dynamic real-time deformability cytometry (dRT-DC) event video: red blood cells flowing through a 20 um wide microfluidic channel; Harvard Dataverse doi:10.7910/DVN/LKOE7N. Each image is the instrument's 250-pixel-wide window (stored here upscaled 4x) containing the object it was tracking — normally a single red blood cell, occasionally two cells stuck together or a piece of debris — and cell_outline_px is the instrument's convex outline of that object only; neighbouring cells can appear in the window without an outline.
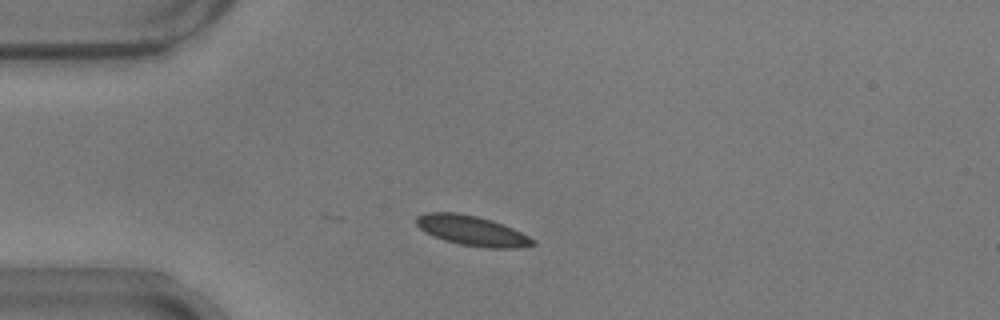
{"species": "common noctule bat (a hibernating species)", "species_latin": "Nyctalus noctula", "temperature_condition": "warm", "stored_images_in_passage": 27, "camera_frame_rate_fps": 3000, "um_per_image_px": 0.085, "animal": {"sex": "male", "body_mass_g": 17.9}, "frame": {"image": 1, "passage_image": 1, "time_ms": 0.0, "image_size_px": [1000, 320], "cell_outline_px": [[536, 244], [516, 248], [488, 248], [460, 244], [444, 240], [432, 236], [420, 228], [416, 224], [416, 216], [424, 212], [456, 212], [476, 216], [492, 220], [512, 228], [536, 240]], "centroid_in_image_um": [40.1, 19.6], "position_along_channel_um": 44.9, "area_um2": 20.29}}
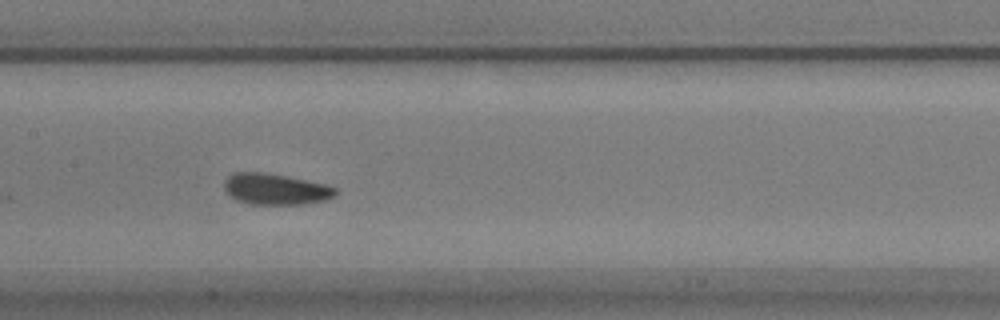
{"frame": {"image": 2, "passage_image": 14, "time_ms": 4.333, "image_size_px": [1000, 320], "cell_outline_px": [[336, 196], [324, 200], [304, 204], [248, 204], [236, 200], [224, 188], [224, 180], [232, 172], [264, 172], [328, 184], [336, 188]], "centroid_in_image_um": [23.42, 16.07], "position_along_channel_um": 184.0, "area_um2": 20.23}}
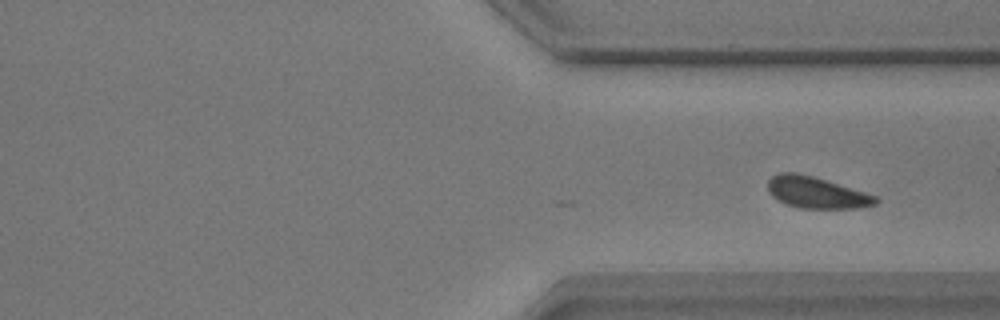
{"frame": {"image": 3, "passage_image": 27, "time_ms": 8.667, "image_size_px": [1000, 320], "cell_outline_px": [[880, 200], [876, 204], [860, 208], [800, 208], [788, 204], [772, 196], [768, 192], [768, 180], [772, 176], [780, 172], [792, 172], [812, 176], [864, 192], [876, 196]], "centroid_in_image_um": [69.39, 16.37], "position_along_channel_um": 342.0, "area_um2": 19.48}}